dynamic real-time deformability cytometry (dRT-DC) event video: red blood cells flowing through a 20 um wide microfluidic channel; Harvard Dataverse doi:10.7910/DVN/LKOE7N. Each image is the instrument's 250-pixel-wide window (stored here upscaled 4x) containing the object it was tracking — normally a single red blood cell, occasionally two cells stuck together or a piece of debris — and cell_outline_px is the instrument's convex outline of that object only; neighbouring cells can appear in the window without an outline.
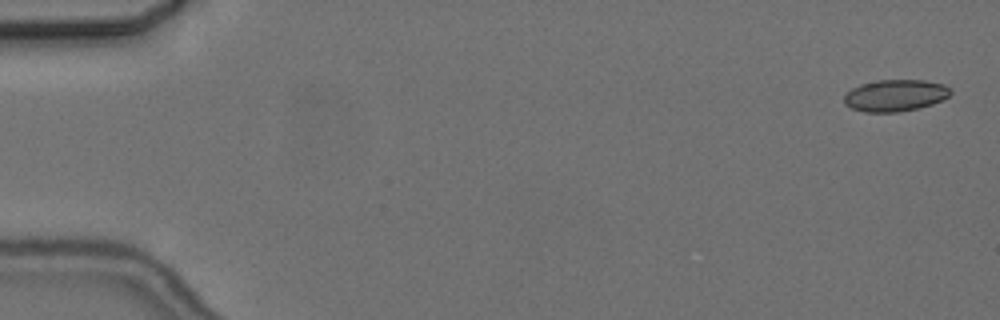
{"species": "common noctule bat (a hibernating species)", "species_latin": "Nyctalus noctula", "temperature_condition": "cold", "stored_images_in_passage": 5, "segment_of_instrument_passage": [2, 2], "camera_frame_rate_fps": 3000, "um_per_image_px": 0.085, "animal": {"sex": "female", "body_mass_g": 24.6, "forearm_length_mm": 56.2}, "frame": {"image": 1, "passage_image": 5, "time_ms": 5.667, "image_size_px": [1000, 320], "cell_outline_px": [[952, 92], [948, 96], [932, 104], [916, 108], [896, 112], [864, 112], [852, 108], [844, 104], [844, 96], [852, 88], [860, 84], [876, 80], [924, 80], [944, 84]], "centroid_in_image_um": [76.06, 8.1], "position_along_channel_um": 8.9, "area_um2": 19.54}}